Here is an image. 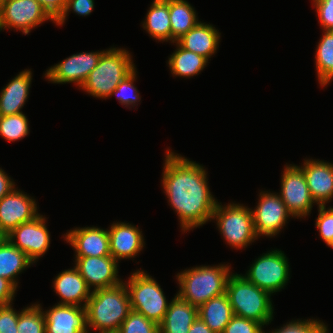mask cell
<instances>
[{
	"label": "cell",
	"instance_id": "cell-1",
	"mask_svg": "<svg viewBox=\"0 0 333 333\" xmlns=\"http://www.w3.org/2000/svg\"><path fill=\"white\" fill-rule=\"evenodd\" d=\"M204 168L169 148L166 150L161 183L169 205L179 217L182 232L211 221L218 203L209 190Z\"/></svg>",
	"mask_w": 333,
	"mask_h": 333
},
{
	"label": "cell",
	"instance_id": "cell-2",
	"mask_svg": "<svg viewBox=\"0 0 333 333\" xmlns=\"http://www.w3.org/2000/svg\"><path fill=\"white\" fill-rule=\"evenodd\" d=\"M85 308L88 331L94 329L98 333H117L132 310L124 282L93 291Z\"/></svg>",
	"mask_w": 333,
	"mask_h": 333
},
{
	"label": "cell",
	"instance_id": "cell-3",
	"mask_svg": "<svg viewBox=\"0 0 333 333\" xmlns=\"http://www.w3.org/2000/svg\"><path fill=\"white\" fill-rule=\"evenodd\" d=\"M230 265H201L185 269L176 275L179 284L178 295L190 304L199 308L211 298L226 293Z\"/></svg>",
	"mask_w": 333,
	"mask_h": 333
},
{
	"label": "cell",
	"instance_id": "cell-4",
	"mask_svg": "<svg viewBox=\"0 0 333 333\" xmlns=\"http://www.w3.org/2000/svg\"><path fill=\"white\" fill-rule=\"evenodd\" d=\"M135 69L129 51L111 47L102 53L97 66L80 88L93 97L107 99L119 83Z\"/></svg>",
	"mask_w": 333,
	"mask_h": 333
},
{
	"label": "cell",
	"instance_id": "cell-5",
	"mask_svg": "<svg viewBox=\"0 0 333 333\" xmlns=\"http://www.w3.org/2000/svg\"><path fill=\"white\" fill-rule=\"evenodd\" d=\"M226 294L234 315L257 321L263 326L273 320L271 294L249 282L242 274L229 276Z\"/></svg>",
	"mask_w": 333,
	"mask_h": 333
},
{
	"label": "cell",
	"instance_id": "cell-6",
	"mask_svg": "<svg viewBox=\"0 0 333 333\" xmlns=\"http://www.w3.org/2000/svg\"><path fill=\"white\" fill-rule=\"evenodd\" d=\"M128 279L124 284L129 293L131 309L160 325L170 304L160 284L141 269L131 273Z\"/></svg>",
	"mask_w": 333,
	"mask_h": 333
},
{
	"label": "cell",
	"instance_id": "cell-7",
	"mask_svg": "<svg viewBox=\"0 0 333 333\" xmlns=\"http://www.w3.org/2000/svg\"><path fill=\"white\" fill-rule=\"evenodd\" d=\"M251 209L234 202L227 205L218 202L214 209L212 219L217 222L220 234L236 250L243 249L258 239Z\"/></svg>",
	"mask_w": 333,
	"mask_h": 333
},
{
	"label": "cell",
	"instance_id": "cell-8",
	"mask_svg": "<svg viewBox=\"0 0 333 333\" xmlns=\"http://www.w3.org/2000/svg\"><path fill=\"white\" fill-rule=\"evenodd\" d=\"M263 254L254 260L244 277L273 295L287 285L290 279V266L288 258L279 249Z\"/></svg>",
	"mask_w": 333,
	"mask_h": 333
},
{
	"label": "cell",
	"instance_id": "cell-9",
	"mask_svg": "<svg viewBox=\"0 0 333 333\" xmlns=\"http://www.w3.org/2000/svg\"><path fill=\"white\" fill-rule=\"evenodd\" d=\"M47 20L53 21L37 0H0V31L11 28L28 35Z\"/></svg>",
	"mask_w": 333,
	"mask_h": 333
},
{
	"label": "cell",
	"instance_id": "cell-10",
	"mask_svg": "<svg viewBox=\"0 0 333 333\" xmlns=\"http://www.w3.org/2000/svg\"><path fill=\"white\" fill-rule=\"evenodd\" d=\"M281 175L280 197L293 217H306L316 204L310 194L305 175L297 165H285Z\"/></svg>",
	"mask_w": 333,
	"mask_h": 333
},
{
	"label": "cell",
	"instance_id": "cell-11",
	"mask_svg": "<svg viewBox=\"0 0 333 333\" xmlns=\"http://www.w3.org/2000/svg\"><path fill=\"white\" fill-rule=\"evenodd\" d=\"M253 214L256 235L274 237L279 234L290 218H294L282 201L279 193L261 191Z\"/></svg>",
	"mask_w": 333,
	"mask_h": 333
},
{
	"label": "cell",
	"instance_id": "cell-12",
	"mask_svg": "<svg viewBox=\"0 0 333 333\" xmlns=\"http://www.w3.org/2000/svg\"><path fill=\"white\" fill-rule=\"evenodd\" d=\"M46 217L39 214L33 220L22 223L9 234L6 239L35 263L50 247V234L46 225Z\"/></svg>",
	"mask_w": 333,
	"mask_h": 333
},
{
	"label": "cell",
	"instance_id": "cell-13",
	"mask_svg": "<svg viewBox=\"0 0 333 333\" xmlns=\"http://www.w3.org/2000/svg\"><path fill=\"white\" fill-rule=\"evenodd\" d=\"M104 51L98 50L73 54L56 65L49 67L44 76L52 83H75L80 89L89 73L97 66Z\"/></svg>",
	"mask_w": 333,
	"mask_h": 333
},
{
	"label": "cell",
	"instance_id": "cell-14",
	"mask_svg": "<svg viewBox=\"0 0 333 333\" xmlns=\"http://www.w3.org/2000/svg\"><path fill=\"white\" fill-rule=\"evenodd\" d=\"M36 200L18 187L0 200V230L9 234L22 223L29 222L39 215Z\"/></svg>",
	"mask_w": 333,
	"mask_h": 333
},
{
	"label": "cell",
	"instance_id": "cell-15",
	"mask_svg": "<svg viewBox=\"0 0 333 333\" xmlns=\"http://www.w3.org/2000/svg\"><path fill=\"white\" fill-rule=\"evenodd\" d=\"M75 267L92 292L123 282L118 275V262L112 256L75 257Z\"/></svg>",
	"mask_w": 333,
	"mask_h": 333
},
{
	"label": "cell",
	"instance_id": "cell-16",
	"mask_svg": "<svg viewBox=\"0 0 333 333\" xmlns=\"http://www.w3.org/2000/svg\"><path fill=\"white\" fill-rule=\"evenodd\" d=\"M44 314L46 333H92L88 331L85 307L55 304Z\"/></svg>",
	"mask_w": 333,
	"mask_h": 333
},
{
	"label": "cell",
	"instance_id": "cell-17",
	"mask_svg": "<svg viewBox=\"0 0 333 333\" xmlns=\"http://www.w3.org/2000/svg\"><path fill=\"white\" fill-rule=\"evenodd\" d=\"M63 238L75 250V257L111 256L108 229L76 227Z\"/></svg>",
	"mask_w": 333,
	"mask_h": 333
},
{
	"label": "cell",
	"instance_id": "cell-18",
	"mask_svg": "<svg viewBox=\"0 0 333 333\" xmlns=\"http://www.w3.org/2000/svg\"><path fill=\"white\" fill-rule=\"evenodd\" d=\"M304 173L310 194L318 206H326L333 198V164L324 160L306 159L298 166Z\"/></svg>",
	"mask_w": 333,
	"mask_h": 333
},
{
	"label": "cell",
	"instance_id": "cell-19",
	"mask_svg": "<svg viewBox=\"0 0 333 333\" xmlns=\"http://www.w3.org/2000/svg\"><path fill=\"white\" fill-rule=\"evenodd\" d=\"M139 227L125 222L112 223L108 229L111 256L119 263L131 259L145 246L144 236Z\"/></svg>",
	"mask_w": 333,
	"mask_h": 333
},
{
	"label": "cell",
	"instance_id": "cell-20",
	"mask_svg": "<svg viewBox=\"0 0 333 333\" xmlns=\"http://www.w3.org/2000/svg\"><path fill=\"white\" fill-rule=\"evenodd\" d=\"M53 287L61 298L57 304L86 307L92 293L75 266L60 272L53 281Z\"/></svg>",
	"mask_w": 333,
	"mask_h": 333
},
{
	"label": "cell",
	"instance_id": "cell-21",
	"mask_svg": "<svg viewBox=\"0 0 333 333\" xmlns=\"http://www.w3.org/2000/svg\"><path fill=\"white\" fill-rule=\"evenodd\" d=\"M220 34L213 25L199 21L176 42L182 48L199 54L209 61V58L217 52Z\"/></svg>",
	"mask_w": 333,
	"mask_h": 333
},
{
	"label": "cell",
	"instance_id": "cell-22",
	"mask_svg": "<svg viewBox=\"0 0 333 333\" xmlns=\"http://www.w3.org/2000/svg\"><path fill=\"white\" fill-rule=\"evenodd\" d=\"M32 83V71L25 69L14 77L0 92V116L23 113Z\"/></svg>",
	"mask_w": 333,
	"mask_h": 333
},
{
	"label": "cell",
	"instance_id": "cell-23",
	"mask_svg": "<svg viewBox=\"0 0 333 333\" xmlns=\"http://www.w3.org/2000/svg\"><path fill=\"white\" fill-rule=\"evenodd\" d=\"M197 318L198 308L176 294L159 325V333H188Z\"/></svg>",
	"mask_w": 333,
	"mask_h": 333
},
{
	"label": "cell",
	"instance_id": "cell-24",
	"mask_svg": "<svg viewBox=\"0 0 333 333\" xmlns=\"http://www.w3.org/2000/svg\"><path fill=\"white\" fill-rule=\"evenodd\" d=\"M233 316V309L226 293L211 298L198 308V317L214 333H223Z\"/></svg>",
	"mask_w": 333,
	"mask_h": 333
},
{
	"label": "cell",
	"instance_id": "cell-25",
	"mask_svg": "<svg viewBox=\"0 0 333 333\" xmlns=\"http://www.w3.org/2000/svg\"><path fill=\"white\" fill-rule=\"evenodd\" d=\"M169 0H154L146 14L142 26L155 40L171 41Z\"/></svg>",
	"mask_w": 333,
	"mask_h": 333
},
{
	"label": "cell",
	"instance_id": "cell-26",
	"mask_svg": "<svg viewBox=\"0 0 333 333\" xmlns=\"http://www.w3.org/2000/svg\"><path fill=\"white\" fill-rule=\"evenodd\" d=\"M33 264L24 252L7 239L0 244V277L9 280L16 288L19 283L18 274Z\"/></svg>",
	"mask_w": 333,
	"mask_h": 333
},
{
	"label": "cell",
	"instance_id": "cell-27",
	"mask_svg": "<svg viewBox=\"0 0 333 333\" xmlns=\"http://www.w3.org/2000/svg\"><path fill=\"white\" fill-rule=\"evenodd\" d=\"M169 14L170 43H175L199 22L195 8L186 0H169Z\"/></svg>",
	"mask_w": 333,
	"mask_h": 333
},
{
	"label": "cell",
	"instance_id": "cell-28",
	"mask_svg": "<svg viewBox=\"0 0 333 333\" xmlns=\"http://www.w3.org/2000/svg\"><path fill=\"white\" fill-rule=\"evenodd\" d=\"M176 50L168 59L169 69L173 76L191 78L199 75L207 66L208 60L203 56L182 48L177 42Z\"/></svg>",
	"mask_w": 333,
	"mask_h": 333
},
{
	"label": "cell",
	"instance_id": "cell-29",
	"mask_svg": "<svg viewBox=\"0 0 333 333\" xmlns=\"http://www.w3.org/2000/svg\"><path fill=\"white\" fill-rule=\"evenodd\" d=\"M315 53V69L320 86L325 87L333 80V30H324Z\"/></svg>",
	"mask_w": 333,
	"mask_h": 333
},
{
	"label": "cell",
	"instance_id": "cell-30",
	"mask_svg": "<svg viewBox=\"0 0 333 333\" xmlns=\"http://www.w3.org/2000/svg\"><path fill=\"white\" fill-rule=\"evenodd\" d=\"M40 304H32L19 311L18 333H46L45 314Z\"/></svg>",
	"mask_w": 333,
	"mask_h": 333
},
{
	"label": "cell",
	"instance_id": "cell-31",
	"mask_svg": "<svg viewBox=\"0 0 333 333\" xmlns=\"http://www.w3.org/2000/svg\"><path fill=\"white\" fill-rule=\"evenodd\" d=\"M29 131L28 118L24 113L0 116V135L8 142L21 140Z\"/></svg>",
	"mask_w": 333,
	"mask_h": 333
},
{
	"label": "cell",
	"instance_id": "cell-32",
	"mask_svg": "<svg viewBox=\"0 0 333 333\" xmlns=\"http://www.w3.org/2000/svg\"><path fill=\"white\" fill-rule=\"evenodd\" d=\"M136 73L137 71L135 69L130 75L123 79L111 93V96H117L116 98L121 105H125L126 108L129 107V109L136 105L138 106L136 103L141 100L140 93L134 85V81L137 79Z\"/></svg>",
	"mask_w": 333,
	"mask_h": 333
},
{
	"label": "cell",
	"instance_id": "cell-33",
	"mask_svg": "<svg viewBox=\"0 0 333 333\" xmlns=\"http://www.w3.org/2000/svg\"><path fill=\"white\" fill-rule=\"evenodd\" d=\"M117 333H159V325L141 313L131 310Z\"/></svg>",
	"mask_w": 333,
	"mask_h": 333
},
{
	"label": "cell",
	"instance_id": "cell-34",
	"mask_svg": "<svg viewBox=\"0 0 333 333\" xmlns=\"http://www.w3.org/2000/svg\"><path fill=\"white\" fill-rule=\"evenodd\" d=\"M327 327L326 323L318 319H297L287 322L279 329L269 331V333H321ZM263 333H265L263 331Z\"/></svg>",
	"mask_w": 333,
	"mask_h": 333
},
{
	"label": "cell",
	"instance_id": "cell-35",
	"mask_svg": "<svg viewBox=\"0 0 333 333\" xmlns=\"http://www.w3.org/2000/svg\"><path fill=\"white\" fill-rule=\"evenodd\" d=\"M315 223L320 238L328 245L333 239V207L318 206V217Z\"/></svg>",
	"mask_w": 333,
	"mask_h": 333
},
{
	"label": "cell",
	"instance_id": "cell-36",
	"mask_svg": "<svg viewBox=\"0 0 333 333\" xmlns=\"http://www.w3.org/2000/svg\"><path fill=\"white\" fill-rule=\"evenodd\" d=\"M263 328L257 321L234 315L223 333H263Z\"/></svg>",
	"mask_w": 333,
	"mask_h": 333
},
{
	"label": "cell",
	"instance_id": "cell-37",
	"mask_svg": "<svg viewBox=\"0 0 333 333\" xmlns=\"http://www.w3.org/2000/svg\"><path fill=\"white\" fill-rule=\"evenodd\" d=\"M94 0H67L65 10L61 17L55 22L56 25H63L70 11L79 16H88L94 9Z\"/></svg>",
	"mask_w": 333,
	"mask_h": 333
},
{
	"label": "cell",
	"instance_id": "cell-38",
	"mask_svg": "<svg viewBox=\"0 0 333 333\" xmlns=\"http://www.w3.org/2000/svg\"><path fill=\"white\" fill-rule=\"evenodd\" d=\"M321 29L333 30V0H312Z\"/></svg>",
	"mask_w": 333,
	"mask_h": 333
},
{
	"label": "cell",
	"instance_id": "cell-39",
	"mask_svg": "<svg viewBox=\"0 0 333 333\" xmlns=\"http://www.w3.org/2000/svg\"><path fill=\"white\" fill-rule=\"evenodd\" d=\"M19 311L17 312L12 307V303L9 305L0 306V333H18Z\"/></svg>",
	"mask_w": 333,
	"mask_h": 333
},
{
	"label": "cell",
	"instance_id": "cell-40",
	"mask_svg": "<svg viewBox=\"0 0 333 333\" xmlns=\"http://www.w3.org/2000/svg\"><path fill=\"white\" fill-rule=\"evenodd\" d=\"M44 11L55 23L63 14L67 0H37Z\"/></svg>",
	"mask_w": 333,
	"mask_h": 333
},
{
	"label": "cell",
	"instance_id": "cell-41",
	"mask_svg": "<svg viewBox=\"0 0 333 333\" xmlns=\"http://www.w3.org/2000/svg\"><path fill=\"white\" fill-rule=\"evenodd\" d=\"M17 288L7 279L0 277V306L13 303Z\"/></svg>",
	"mask_w": 333,
	"mask_h": 333
},
{
	"label": "cell",
	"instance_id": "cell-42",
	"mask_svg": "<svg viewBox=\"0 0 333 333\" xmlns=\"http://www.w3.org/2000/svg\"><path fill=\"white\" fill-rule=\"evenodd\" d=\"M15 189V182L0 168V200Z\"/></svg>",
	"mask_w": 333,
	"mask_h": 333
},
{
	"label": "cell",
	"instance_id": "cell-43",
	"mask_svg": "<svg viewBox=\"0 0 333 333\" xmlns=\"http://www.w3.org/2000/svg\"><path fill=\"white\" fill-rule=\"evenodd\" d=\"M188 333H214L199 317L194 321Z\"/></svg>",
	"mask_w": 333,
	"mask_h": 333
},
{
	"label": "cell",
	"instance_id": "cell-44",
	"mask_svg": "<svg viewBox=\"0 0 333 333\" xmlns=\"http://www.w3.org/2000/svg\"><path fill=\"white\" fill-rule=\"evenodd\" d=\"M6 239V235L0 230V244Z\"/></svg>",
	"mask_w": 333,
	"mask_h": 333
},
{
	"label": "cell",
	"instance_id": "cell-45",
	"mask_svg": "<svg viewBox=\"0 0 333 333\" xmlns=\"http://www.w3.org/2000/svg\"><path fill=\"white\" fill-rule=\"evenodd\" d=\"M321 333H329L328 332V326Z\"/></svg>",
	"mask_w": 333,
	"mask_h": 333
},
{
	"label": "cell",
	"instance_id": "cell-46",
	"mask_svg": "<svg viewBox=\"0 0 333 333\" xmlns=\"http://www.w3.org/2000/svg\"><path fill=\"white\" fill-rule=\"evenodd\" d=\"M328 246L333 248V239L329 242Z\"/></svg>",
	"mask_w": 333,
	"mask_h": 333
}]
</instances>
